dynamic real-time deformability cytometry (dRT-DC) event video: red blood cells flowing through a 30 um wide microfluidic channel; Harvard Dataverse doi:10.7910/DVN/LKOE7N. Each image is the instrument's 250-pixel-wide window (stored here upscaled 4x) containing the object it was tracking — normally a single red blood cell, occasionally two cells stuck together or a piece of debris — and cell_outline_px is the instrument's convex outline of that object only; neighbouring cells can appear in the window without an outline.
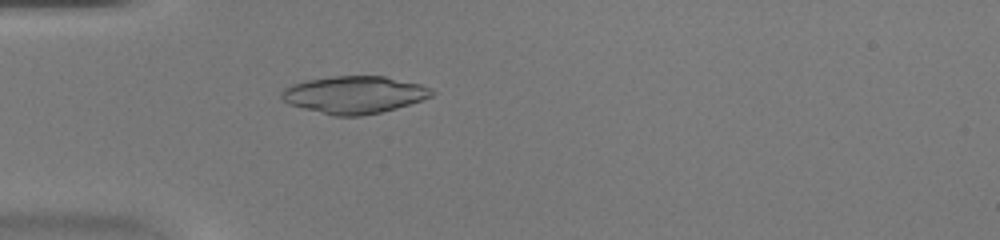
{"species": "common noctule bat (a hibernating species)", "species_latin": "Nyctalus noctula", "temperature_condition": "warm", "stored_images_in_passage": 33, "camera_frame_rate_fps": 3000, "um_per_image_px": 0.085, "animal": {"sex": "female", "body_mass_g": 20.0, "forearm_length_mm": 54.0}, "frame": {"image": 1, "passage_image": 2, "time_ms": 0.333, "image_size_px": [1000, 240], "cell_outline_px": [[436, 92], [432, 96], [396, 108], [380, 112], [360, 116], [332, 116], [288, 104], [280, 100], [280, 92], [284, 88], [292, 84], [308, 80], [332, 76], [384, 76], [420, 84]], "centroid_in_image_um": [30.05, 8.05], "position_along_channel_um": 54.9, "area_um2": 32.66}}
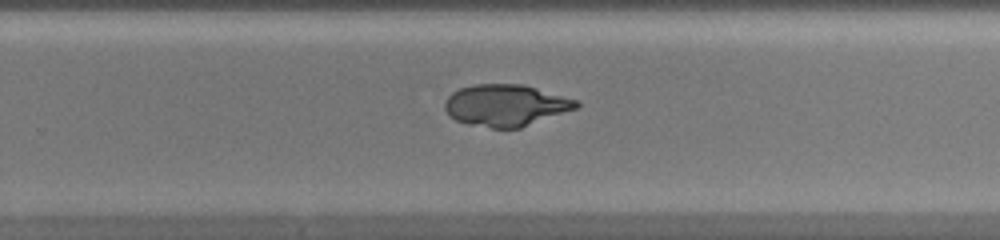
{"frame": {"image": 2, "passage_image": 18, "time_ms": 5.667, "image_size_px": [1000, 240], "cell_outline_px": [[580, 104], [576, 108], [520, 128], [492, 128], [468, 124], [456, 120], [448, 116], [444, 108], [444, 104], [448, 96], [452, 92], [460, 88], [472, 84], [520, 84], [536, 88], [580, 100]], "centroid_in_image_um": [42.96, 8.95], "position_along_channel_um": 286.8, "area_um2": 31.96}}
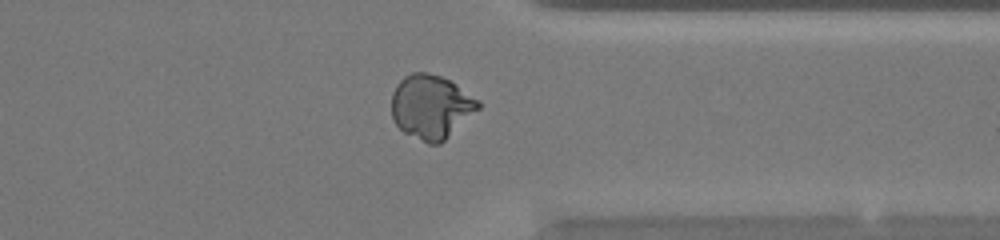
{"frame": {"image": 3, "passage_image": 24, "time_ms": 7.667, "image_size_px": [1000, 240], "cell_outline_px": [[480, 108], [440, 144], [428, 144], [404, 132], [392, 120], [392, 92], [396, 84], [404, 76], [412, 72], [428, 72], [440, 76], [456, 84], [480, 100]], "centroid_in_image_um": [36.63, 9.06], "position_along_channel_um": 374.8, "area_um2": 32.37}}